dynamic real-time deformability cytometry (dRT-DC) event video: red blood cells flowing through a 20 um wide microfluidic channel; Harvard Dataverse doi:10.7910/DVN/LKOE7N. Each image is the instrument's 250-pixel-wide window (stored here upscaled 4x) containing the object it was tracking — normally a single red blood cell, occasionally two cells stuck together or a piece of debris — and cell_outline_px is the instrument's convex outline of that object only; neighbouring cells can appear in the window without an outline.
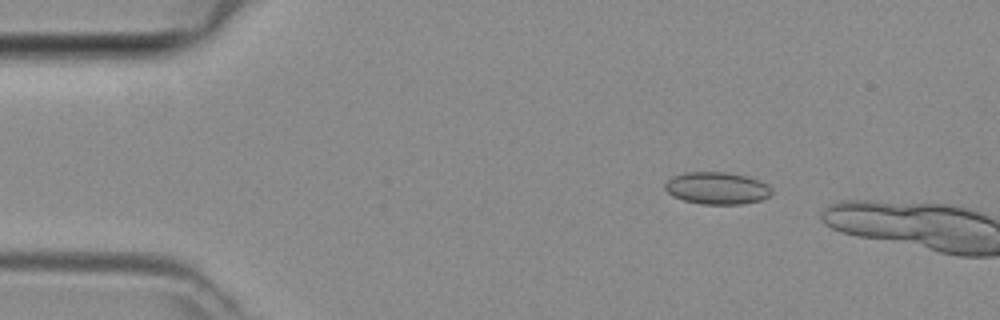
{"species": "common noctule bat (a hibernating species)", "species_latin": "Nyctalus noctula", "temperature_condition": "room temperature", "stored_images_in_passage": 9, "camera_frame_rate_fps": 3000, "um_per_image_px": 0.085, "animal": {"sex": "female", "body_mass_g": 29.2, "forearm_length_mm": 56.3}, "frame": {"image": 1, "passage_image": 6, "time_ms": 1.667, "image_size_px": [1000, 320], "cell_outline_px": [[772, 192], [768, 196], [760, 200], [744, 204], [700, 204], [684, 200], [672, 196], [664, 188], [664, 184], [672, 176], [684, 172], [724, 172], [748, 176], [760, 180], [768, 184], [772, 188]], "centroid_in_image_um": [60.94, 15.99], "position_along_channel_um": 24.1, "area_um2": 20.17}}